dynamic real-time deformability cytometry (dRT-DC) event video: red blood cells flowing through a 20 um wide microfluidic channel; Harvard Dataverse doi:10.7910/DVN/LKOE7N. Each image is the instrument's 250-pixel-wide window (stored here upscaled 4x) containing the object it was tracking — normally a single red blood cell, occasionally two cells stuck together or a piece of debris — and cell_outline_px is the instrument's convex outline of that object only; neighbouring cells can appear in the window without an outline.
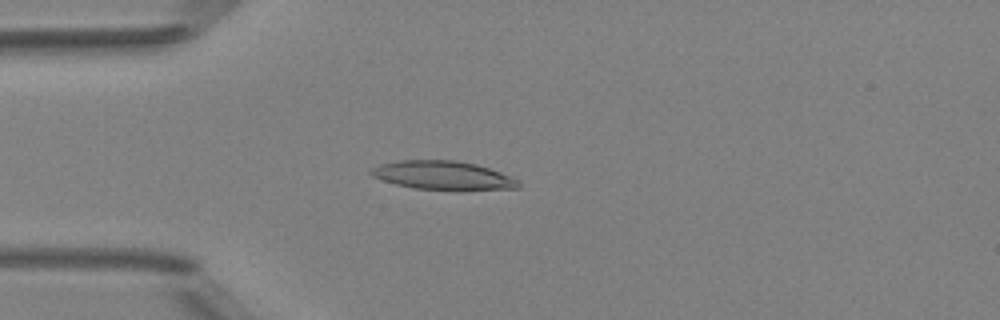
{"species": "Egyptian fruit bat (a non-hibernating species)", "species_latin": "Rousettus aegyptiacus", "temperature_condition": "room temperature", "stored_images_in_passage": 4, "camera_frame_rate_fps": 3000, "um_per_image_px": 0.085, "animal": {"sex": "female"}, "frame": {"image": 1, "passage_image": 2, "time_ms": 1.333, "image_size_px": [1000, 320], "cell_outline_px": [[520, 188], [460, 192], [412, 188], [396, 184], [372, 176], [368, 172], [372, 168], [380, 164], [400, 160], [456, 160], [476, 164], [500, 172], [520, 180]], "centroid_in_image_um": [37.72, 14.94], "position_along_channel_um": 47.3, "area_um2": 25.37}}
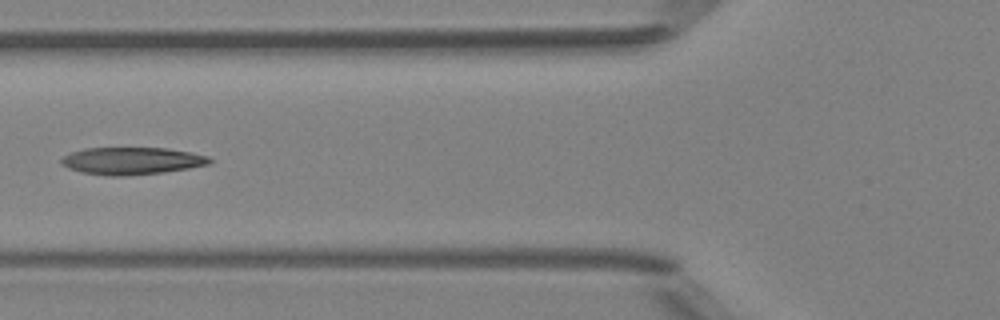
{"frame": {"image": 2, "passage_image": 4, "time_ms": 3.333, "image_size_px": [1000, 320], "cell_outline_px": [[212, 164], [164, 172], [124, 176], [108, 176], [80, 172], [68, 168], [60, 164], [60, 160], [64, 156], [72, 152], [84, 148], [168, 148], [192, 152], [208, 156], [212, 160]], "centroid_in_image_um": [11.21, 13.67], "position_along_channel_um": 114.6, "area_um2": 23.76}}